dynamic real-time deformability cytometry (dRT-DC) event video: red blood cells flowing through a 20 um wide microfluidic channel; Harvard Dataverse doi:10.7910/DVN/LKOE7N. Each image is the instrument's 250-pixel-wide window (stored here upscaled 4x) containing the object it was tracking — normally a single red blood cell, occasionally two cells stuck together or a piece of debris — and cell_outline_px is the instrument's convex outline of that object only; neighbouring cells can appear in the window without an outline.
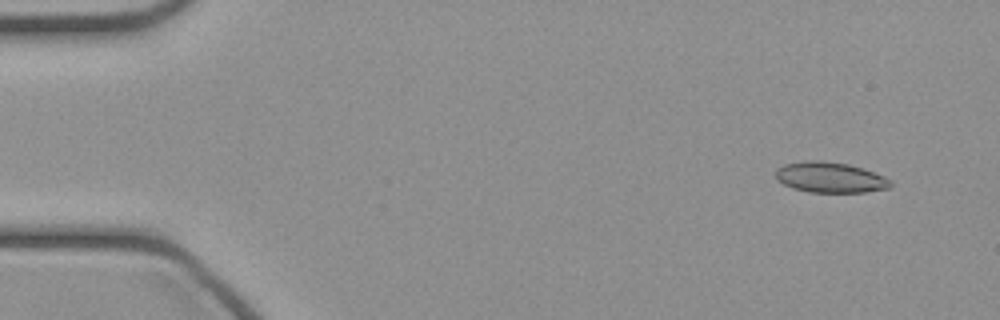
{"species": "common noctule bat (a hibernating species)", "species_latin": "Nyctalus noctula", "temperature_condition": "cold", "stored_images_in_passage": 48, "camera_frame_rate_fps": 3000, "um_per_image_px": 0.085, "animal": {"sex": "female", "body_mass_g": 21.9}, "frame": {"image": 1, "passage_image": 4, "time_ms": 1.0, "image_size_px": [1000, 320], "cell_outline_px": [[892, 188], [864, 192], [808, 192], [792, 188], [776, 180], [776, 168], [784, 164], [804, 160], [820, 160], [848, 164], [864, 168], [884, 176], [892, 180]], "centroid_in_image_um": [70.57, 15.07], "position_along_channel_um": 14.4, "area_um2": 20.75}}
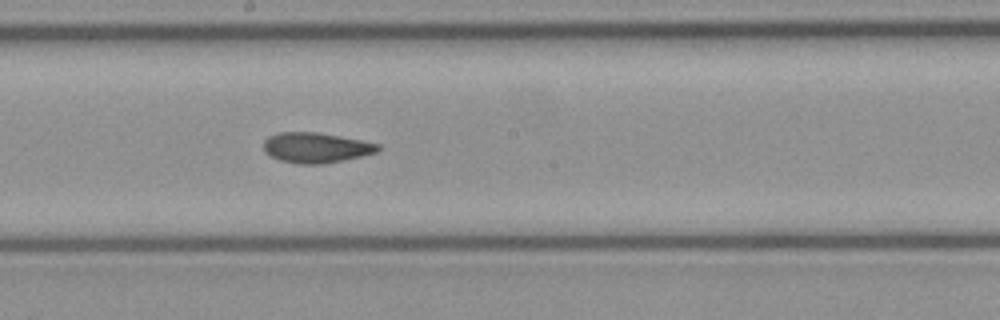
{"frame": {"image": 2, "passage_image": 26, "time_ms": 8.333, "image_size_px": [1000, 320], "cell_outline_px": [[380, 148], [376, 152], [344, 160], [320, 164], [296, 164], [280, 160], [268, 156], [264, 152], [264, 140], [268, 136], [276, 132], [316, 132], [360, 140], [380, 144]], "centroid_in_image_um": [26.79, 12.55], "position_along_channel_um": 221.4, "area_um2": 20.17}}
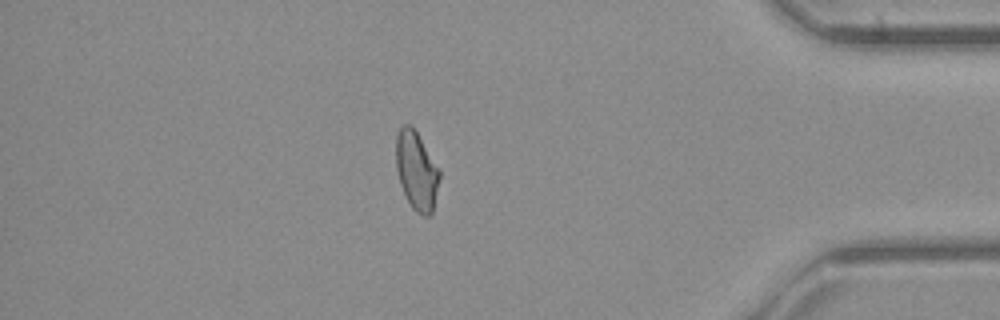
{"frame": {"image": 3, "passage_image": 41, "time_ms": 13.333, "image_size_px": [1000, 320], "cell_outline_px": [[440, 176], [432, 212], [428, 216], [424, 216], [416, 212], [412, 208], [400, 184], [396, 168], [396, 136], [400, 128], [404, 124], [412, 124], [440, 168]], "centroid_in_image_um": [35.41, 14.47], "position_along_channel_um": 399.8, "area_um2": 20.0}}